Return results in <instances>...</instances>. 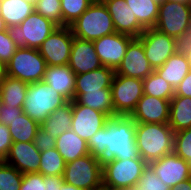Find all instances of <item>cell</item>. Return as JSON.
Here are the masks:
<instances>
[{
    "label": "cell",
    "instance_id": "1",
    "mask_svg": "<svg viewBox=\"0 0 191 190\" xmlns=\"http://www.w3.org/2000/svg\"><path fill=\"white\" fill-rule=\"evenodd\" d=\"M174 134L168 123H135V143L139 156L149 164L174 152Z\"/></svg>",
    "mask_w": 191,
    "mask_h": 190
},
{
    "label": "cell",
    "instance_id": "2",
    "mask_svg": "<svg viewBox=\"0 0 191 190\" xmlns=\"http://www.w3.org/2000/svg\"><path fill=\"white\" fill-rule=\"evenodd\" d=\"M106 160L141 158L135 143V122L130 116H114L105 125Z\"/></svg>",
    "mask_w": 191,
    "mask_h": 190
},
{
    "label": "cell",
    "instance_id": "3",
    "mask_svg": "<svg viewBox=\"0 0 191 190\" xmlns=\"http://www.w3.org/2000/svg\"><path fill=\"white\" fill-rule=\"evenodd\" d=\"M69 27L74 37L88 41H95L116 32L111 15L102 1H93Z\"/></svg>",
    "mask_w": 191,
    "mask_h": 190
},
{
    "label": "cell",
    "instance_id": "4",
    "mask_svg": "<svg viewBox=\"0 0 191 190\" xmlns=\"http://www.w3.org/2000/svg\"><path fill=\"white\" fill-rule=\"evenodd\" d=\"M68 101L44 81L28 85L23 111L32 120L42 124L46 118Z\"/></svg>",
    "mask_w": 191,
    "mask_h": 190
},
{
    "label": "cell",
    "instance_id": "5",
    "mask_svg": "<svg viewBox=\"0 0 191 190\" xmlns=\"http://www.w3.org/2000/svg\"><path fill=\"white\" fill-rule=\"evenodd\" d=\"M57 27V24L34 11L20 25L10 26L8 32L18 47L39 49Z\"/></svg>",
    "mask_w": 191,
    "mask_h": 190
},
{
    "label": "cell",
    "instance_id": "6",
    "mask_svg": "<svg viewBox=\"0 0 191 190\" xmlns=\"http://www.w3.org/2000/svg\"><path fill=\"white\" fill-rule=\"evenodd\" d=\"M64 182L84 190H93L103 185L102 161L87 154L66 163Z\"/></svg>",
    "mask_w": 191,
    "mask_h": 190
},
{
    "label": "cell",
    "instance_id": "7",
    "mask_svg": "<svg viewBox=\"0 0 191 190\" xmlns=\"http://www.w3.org/2000/svg\"><path fill=\"white\" fill-rule=\"evenodd\" d=\"M47 64L38 49L18 47L6 65L7 75L32 84L42 81Z\"/></svg>",
    "mask_w": 191,
    "mask_h": 190
},
{
    "label": "cell",
    "instance_id": "8",
    "mask_svg": "<svg viewBox=\"0 0 191 190\" xmlns=\"http://www.w3.org/2000/svg\"><path fill=\"white\" fill-rule=\"evenodd\" d=\"M111 94L116 116H130L144 95L143 80L114 74Z\"/></svg>",
    "mask_w": 191,
    "mask_h": 190
},
{
    "label": "cell",
    "instance_id": "9",
    "mask_svg": "<svg viewBox=\"0 0 191 190\" xmlns=\"http://www.w3.org/2000/svg\"><path fill=\"white\" fill-rule=\"evenodd\" d=\"M147 163L142 158L102 162L103 186H135Z\"/></svg>",
    "mask_w": 191,
    "mask_h": 190
},
{
    "label": "cell",
    "instance_id": "10",
    "mask_svg": "<svg viewBox=\"0 0 191 190\" xmlns=\"http://www.w3.org/2000/svg\"><path fill=\"white\" fill-rule=\"evenodd\" d=\"M191 27V7L187 3L164 0L159 4V15L154 26L158 31L177 38Z\"/></svg>",
    "mask_w": 191,
    "mask_h": 190
},
{
    "label": "cell",
    "instance_id": "11",
    "mask_svg": "<svg viewBox=\"0 0 191 190\" xmlns=\"http://www.w3.org/2000/svg\"><path fill=\"white\" fill-rule=\"evenodd\" d=\"M74 36L69 26H58L38 49L47 66L67 65Z\"/></svg>",
    "mask_w": 191,
    "mask_h": 190
},
{
    "label": "cell",
    "instance_id": "12",
    "mask_svg": "<svg viewBox=\"0 0 191 190\" xmlns=\"http://www.w3.org/2000/svg\"><path fill=\"white\" fill-rule=\"evenodd\" d=\"M138 39L143 44L146 58L153 70L161 67L175 53V38L155 28L145 29Z\"/></svg>",
    "mask_w": 191,
    "mask_h": 190
},
{
    "label": "cell",
    "instance_id": "13",
    "mask_svg": "<svg viewBox=\"0 0 191 190\" xmlns=\"http://www.w3.org/2000/svg\"><path fill=\"white\" fill-rule=\"evenodd\" d=\"M134 37L115 32L93 41L97 56L105 67L116 70L125 56L127 47Z\"/></svg>",
    "mask_w": 191,
    "mask_h": 190
},
{
    "label": "cell",
    "instance_id": "14",
    "mask_svg": "<svg viewBox=\"0 0 191 190\" xmlns=\"http://www.w3.org/2000/svg\"><path fill=\"white\" fill-rule=\"evenodd\" d=\"M109 120V117L92 109L88 106L79 104L76 100L72 101V123L73 130L80 138L88 142V140Z\"/></svg>",
    "mask_w": 191,
    "mask_h": 190
},
{
    "label": "cell",
    "instance_id": "15",
    "mask_svg": "<svg viewBox=\"0 0 191 190\" xmlns=\"http://www.w3.org/2000/svg\"><path fill=\"white\" fill-rule=\"evenodd\" d=\"M149 165L158 178L171 188L191 178L188 162L179 157L175 152L152 161Z\"/></svg>",
    "mask_w": 191,
    "mask_h": 190
},
{
    "label": "cell",
    "instance_id": "16",
    "mask_svg": "<svg viewBox=\"0 0 191 190\" xmlns=\"http://www.w3.org/2000/svg\"><path fill=\"white\" fill-rule=\"evenodd\" d=\"M153 71L146 58L142 42L138 38H134L129 43L125 56L115 70V74L143 80Z\"/></svg>",
    "mask_w": 191,
    "mask_h": 190
},
{
    "label": "cell",
    "instance_id": "17",
    "mask_svg": "<svg viewBox=\"0 0 191 190\" xmlns=\"http://www.w3.org/2000/svg\"><path fill=\"white\" fill-rule=\"evenodd\" d=\"M170 100L144 94L130 115L135 123L169 122Z\"/></svg>",
    "mask_w": 191,
    "mask_h": 190
},
{
    "label": "cell",
    "instance_id": "18",
    "mask_svg": "<svg viewBox=\"0 0 191 190\" xmlns=\"http://www.w3.org/2000/svg\"><path fill=\"white\" fill-rule=\"evenodd\" d=\"M41 152L34 142H13L4 160L22 174L39 172Z\"/></svg>",
    "mask_w": 191,
    "mask_h": 190
},
{
    "label": "cell",
    "instance_id": "19",
    "mask_svg": "<svg viewBox=\"0 0 191 190\" xmlns=\"http://www.w3.org/2000/svg\"><path fill=\"white\" fill-rule=\"evenodd\" d=\"M103 3L111 15L114 29L118 33L138 38L144 28L138 23L125 0H104Z\"/></svg>",
    "mask_w": 191,
    "mask_h": 190
},
{
    "label": "cell",
    "instance_id": "20",
    "mask_svg": "<svg viewBox=\"0 0 191 190\" xmlns=\"http://www.w3.org/2000/svg\"><path fill=\"white\" fill-rule=\"evenodd\" d=\"M69 67L76 75L87 73L102 67L93 41L74 37L70 53Z\"/></svg>",
    "mask_w": 191,
    "mask_h": 190
},
{
    "label": "cell",
    "instance_id": "21",
    "mask_svg": "<svg viewBox=\"0 0 191 190\" xmlns=\"http://www.w3.org/2000/svg\"><path fill=\"white\" fill-rule=\"evenodd\" d=\"M67 101L74 100L76 74L69 65L47 66L43 80Z\"/></svg>",
    "mask_w": 191,
    "mask_h": 190
},
{
    "label": "cell",
    "instance_id": "22",
    "mask_svg": "<svg viewBox=\"0 0 191 190\" xmlns=\"http://www.w3.org/2000/svg\"><path fill=\"white\" fill-rule=\"evenodd\" d=\"M115 70L102 66L93 71L76 75L75 93L102 92L111 88Z\"/></svg>",
    "mask_w": 191,
    "mask_h": 190
},
{
    "label": "cell",
    "instance_id": "23",
    "mask_svg": "<svg viewBox=\"0 0 191 190\" xmlns=\"http://www.w3.org/2000/svg\"><path fill=\"white\" fill-rule=\"evenodd\" d=\"M190 69V57L174 53L161 67L156 68L155 71L175 90L189 73Z\"/></svg>",
    "mask_w": 191,
    "mask_h": 190
},
{
    "label": "cell",
    "instance_id": "24",
    "mask_svg": "<svg viewBox=\"0 0 191 190\" xmlns=\"http://www.w3.org/2000/svg\"><path fill=\"white\" fill-rule=\"evenodd\" d=\"M55 148L66 163L90 154L87 141L80 138L71 129L56 138Z\"/></svg>",
    "mask_w": 191,
    "mask_h": 190
},
{
    "label": "cell",
    "instance_id": "25",
    "mask_svg": "<svg viewBox=\"0 0 191 190\" xmlns=\"http://www.w3.org/2000/svg\"><path fill=\"white\" fill-rule=\"evenodd\" d=\"M168 124L174 132L191 128V98L176 95L171 98Z\"/></svg>",
    "mask_w": 191,
    "mask_h": 190
},
{
    "label": "cell",
    "instance_id": "26",
    "mask_svg": "<svg viewBox=\"0 0 191 190\" xmlns=\"http://www.w3.org/2000/svg\"><path fill=\"white\" fill-rule=\"evenodd\" d=\"M34 11L35 6L24 0H0V17L8 28L20 25Z\"/></svg>",
    "mask_w": 191,
    "mask_h": 190
},
{
    "label": "cell",
    "instance_id": "27",
    "mask_svg": "<svg viewBox=\"0 0 191 190\" xmlns=\"http://www.w3.org/2000/svg\"><path fill=\"white\" fill-rule=\"evenodd\" d=\"M71 123L72 101H68L53 111L40 126L52 137L57 138L63 132L71 129Z\"/></svg>",
    "mask_w": 191,
    "mask_h": 190
},
{
    "label": "cell",
    "instance_id": "28",
    "mask_svg": "<svg viewBox=\"0 0 191 190\" xmlns=\"http://www.w3.org/2000/svg\"><path fill=\"white\" fill-rule=\"evenodd\" d=\"M74 100L81 105L106 114L109 118L116 116L111 88L102 89V92L74 93Z\"/></svg>",
    "mask_w": 191,
    "mask_h": 190
},
{
    "label": "cell",
    "instance_id": "29",
    "mask_svg": "<svg viewBox=\"0 0 191 190\" xmlns=\"http://www.w3.org/2000/svg\"><path fill=\"white\" fill-rule=\"evenodd\" d=\"M28 83L11 76L6 77L0 86L1 100L6 106L23 107Z\"/></svg>",
    "mask_w": 191,
    "mask_h": 190
},
{
    "label": "cell",
    "instance_id": "30",
    "mask_svg": "<svg viewBox=\"0 0 191 190\" xmlns=\"http://www.w3.org/2000/svg\"><path fill=\"white\" fill-rule=\"evenodd\" d=\"M135 15L138 23L144 28H154L159 15V4L154 0H125Z\"/></svg>",
    "mask_w": 191,
    "mask_h": 190
},
{
    "label": "cell",
    "instance_id": "31",
    "mask_svg": "<svg viewBox=\"0 0 191 190\" xmlns=\"http://www.w3.org/2000/svg\"><path fill=\"white\" fill-rule=\"evenodd\" d=\"M40 124L32 120L27 114L23 113L8 125L12 142H31L34 141L36 132Z\"/></svg>",
    "mask_w": 191,
    "mask_h": 190
},
{
    "label": "cell",
    "instance_id": "32",
    "mask_svg": "<svg viewBox=\"0 0 191 190\" xmlns=\"http://www.w3.org/2000/svg\"><path fill=\"white\" fill-rule=\"evenodd\" d=\"M66 162L56 148L41 151L39 172L43 176H63Z\"/></svg>",
    "mask_w": 191,
    "mask_h": 190
},
{
    "label": "cell",
    "instance_id": "33",
    "mask_svg": "<svg viewBox=\"0 0 191 190\" xmlns=\"http://www.w3.org/2000/svg\"><path fill=\"white\" fill-rule=\"evenodd\" d=\"M143 88L144 94L153 97L171 100L174 96V88L162 79L155 70L143 79Z\"/></svg>",
    "mask_w": 191,
    "mask_h": 190
},
{
    "label": "cell",
    "instance_id": "34",
    "mask_svg": "<svg viewBox=\"0 0 191 190\" xmlns=\"http://www.w3.org/2000/svg\"><path fill=\"white\" fill-rule=\"evenodd\" d=\"M93 0H61L63 26H70L90 6Z\"/></svg>",
    "mask_w": 191,
    "mask_h": 190
},
{
    "label": "cell",
    "instance_id": "35",
    "mask_svg": "<svg viewBox=\"0 0 191 190\" xmlns=\"http://www.w3.org/2000/svg\"><path fill=\"white\" fill-rule=\"evenodd\" d=\"M23 174L15 167L0 161V190H20Z\"/></svg>",
    "mask_w": 191,
    "mask_h": 190
},
{
    "label": "cell",
    "instance_id": "36",
    "mask_svg": "<svg viewBox=\"0 0 191 190\" xmlns=\"http://www.w3.org/2000/svg\"><path fill=\"white\" fill-rule=\"evenodd\" d=\"M35 11L58 26H63L61 0H37Z\"/></svg>",
    "mask_w": 191,
    "mask_h": 190
},
{
    "label": "cell",
    "instance_id": "37",
    "mask_svg": "<svg viewBox=\"0 0 191 190\" xmlns=\"http://www.w3.org/2000/svg\"><path fill=\"white\" fill-rule=\"evenodd\" d=\"M174 152L188 162L191 171V128L175 132Z\"/></svg>",
    "mask_w": 191,
    "mask_h": 190
},
{
    "label": "cell",
    "instance_id": "38",
    "mask_svg": "<svg viewBox=\"0 0 191 190\" xmlns=\"http://www.w3.org/2000/svg\"><path fill=\"white\" fill-rule=\"evenodd\" d=\"M137 186L140 190H170L171 187L164 184L161 179L154 173L149 164L143 169Z\"/></svg>",
    "mask_w": 191,
    "mask_h": 190
},
{
    "label": "cell",
    "instance_id": "39",
    "mask_svg": "<svg viewBox=\"0 0 191 190\" xmlns=\"http://www.w3.org/2000/svg\"><path fill=\"white\" fill-rule=\"evenodd\" d=\"M105 126L97 131L87 142L89 153L95 158L106 161Z\"/></svg>",
    "mask_w": 191,
    "mask_h": 190
},
{
    "label": "cell",
    "instance_id": "40",
    "mask_svg": "<svg viewBox=\"0 0 191 190\" xmlns=\"http://www.w3.org/2000/svg\"><path fill=\"white\" fill-rule=\"evenodd\" d=\"M18 49V46L10 38L8 29L0 32V62L6 65L13 57L14 53Z\"/></svg>",
    "mask_w": 191,
    "mask_h": 190
},
{
    "label": "cell",
    "instance_id": "41",
    "mask_svg": "<svg viewBox=\"0 0 191 190\" xmlns=\"http://www.w3.org/2000/svg\"><path fill=\"white\" fill-rule=\"evenodd\" d=\"M20 190H46L44 176L38 172L23 174Z\"/></svg>",
    "mask_w": 191,
    "mask_h": 190
},
{
    "label": "cell",
    "instance_id": "42",
    "mask_svg": "<svg viewBox=\"0 0 191 190\" xmlns=\"http://www.w3.org/2000/svg\"><path fill=\"white\" fill-rule=\"evenodd\" d=\"M34 145L39 149V151L50 150L55 148L56 138L52 137L49 133H47L44 128L41 126L38 128L36 132V136L34 137Z\"/></svg>",
    "mask_w": 191,
    "mask_h": 190
},
{
    "label": "cell",
    "instance_id": "43",
    "mask_svg": "<svg viewBox=\"0 0 191 190\" xmlns=\"http://www.w3.org/2000/svg\"><path fill=\"white\" fill-rule=\"evenodd\" d=\"M175 53L191 57V31L182 33L175 38Z\"/></svg>",
    "mask_w": 191,
    "mask_h": 190
},
{
    "label": "cell",
    "instance_id": "44",
    "mask_svg": "<svg viewBox=\"0 0 191 190\" xmlns=\"http://www.w3.org/2000/svg\"><path fill=\"white\" fill-rule=\"evenodd\" d=\"M12 143L8 126L0 124V161L6 159Z\"/></svg>",
    "mask_w": 191,
    "mask_h": 190
},
{
    "label": "cell",
    "instance_id": "45",
    "mask_svg": "<svg viewBox=\"0 0 191 190\" xmlns=\"http://www.w3.org/2000/svg\"><path fill=\"white\" fill-rule=\"evenodd\" d=\"M24 111L22 107H12V106H6L3 103H1L0 106V124L3 125H9L11 123V120L16 118L17 116L23 114Z\"/></svg>",
    "mask_w": 191,
    "mask_h": 190
},
{
    "label": "cell",
    "instance_id": "46",
    "mask_svg": "<svg viewBox=\"0 0 191 190\" xmlns=\"http://www.w3.org/2000/svg\"><path fill=\"white\" fill-rule=\"evenodd\" d=\"M174 95L191 98V69L174 90Z\"/></svg>",
    "mask_w": 191,
    "mask_h": 190
},
{
    "label": "cell",
    "instance_id": "47",
    "mask_svg": "<svg viewBox=\"0 0 191 190\" xmlns=\"http://www.w3.org/2000/svg\"><path fill=\"white\" fill-rule=\"evenodd\" d=\"M63 182V176H44L46 190H60Z\"/></svg>",
    "mask_w": 191,
    "mask_h": 190
},
{
    "label": "cell",
    "instance_id": "48",
    "mask_svg": "<svg viewBox=\"0 0 191 190\" xmlns=\"http://www.w3.org/2000/svg\"><path fill=\"white\" fill-rule=\"evenodd\" d=\"M170 190H191V178L181 182L175 187H172Z\"/></svg>",
    "mask_w": 191,
    "mask_h": 190
},
{
    "label": "cell",
    "instance_id": "49",
    "mask_svg": "<svg viewBox=\"0 0 191 190\" xmlns=\"http://www.w3.org/2000/svg\"><path fill=\"white\" fill-rule=\"evenodd\" d=\"M109 190H140L137 185L135 186H105Z\"/></svg>",
    "mask_w": 191,
    "mask_h": 190
},
{
    "label": "cell",
    "instance_id": "50",
    "mask_svg": "<svg viewBox=\"0 0 191 190\" xmlns=\"http://www.w3.org/2000/svg\"><path fill=\"white\" fill-rule=\"evenodd\" d=\"M6 77H7L6 64L3 62H0V86L5 81Z\"/></svg>",
    "mask_w": 191,
    "mask_h": 190
},
{
    "label": "cell",
    "instance_id": "51",
    "mask_svg": "<svg viewBox=\"0 0 191 190\" xmlns=\"http://www.w3.org/2000/svg\"><path fill=\"white\" fill-rule=\"evenodd\" d=\"M60 190H84V189H81L71 184H68L66 182H63V185L61 186Z\"/></svg>",
    "mask_w": 191,
    "mask_h": 190
},
{
    "label": "cell",
    "instance_id": "52",
    "mask_svg": "<svg viewBox=\"0 0 191 190\" xmlns=\"http://www.w3.org/2000/svg\"><path fill=\"white\" fill-rule=\"evenodd\" d=\"M8 27L5 24V21L0 17V32L1 31H6Z\"/></svg>",
    "mask_w": 191,
    "mask_h": 190
},
{
    "label": "cell",
    "instance_id": "53",
    "mask_svg": "<svg viewBox=\"0 0 191 190\" xmlns=\"http://www.w3.org/2000/svg\"><path fill=\"white\" fill-rule=\"evenodd\" d=\"M93 190H109V189L102 185L101 187L93 189Z\"/></svg>",
    "mask_w": 191,
    "mask_h": 190
},
{
    "label": "cell",
    "instance_id": "54",
    "mask_svg": "<svg viewBox=\"0 0 191 190\" xmlns=\"http://www.w3.org/2000/svg\"><path fill=\"white\" fill-rule=\"evenodd\" d=\"M24 1L29 2V3L33 4L34 6L37 2V0H24Z\"/></svg>",
    "mask_w": 191,
    "mask_h": 190
},
{
    "label": "cell",
    "instance_id": "55",
    "mask_svg": "<svg viewBox=\"0 0 191 190\" xmlns=\"http://www.w3.org/2000/svg\"><path fill=\"white\" fill-rule=\"evenodd\" d=\"M173 2H179V3H187V0H170Z\"/></svg>",
    "mask_w": 191,
    "mask_h": 190
},
{
    "label": "cell",
    "instance_id": "56",
    "mask_svg": "<svg viewBox=\"0 0 191 190\" xmlns=\"http://www.w3.org/2000/svg\"><path fill=\"white\" fill-rule=\"evenodd\" d=\"M155 2H157L158 4H161L164 0H154Z\"/></svg>",
    "mask_w": 191,
    "mask_h": 190
},
{
    "label": "cell",
    "instance_id": "57",
    "mask_svg": "<svg viewBox=\"0 0 191 190\" xmlns=\"http://www.w3.org/2000/svg\"><path fill=\"white\" fill-rule=\"evenodd\" d=\"M187 4L191 7V0H187Z\"/></svg>",
    "mask_w": 191,
    "mask_h": 190
},
{
    "label": "cell",
    "instance_id": "58",
    "mask_svg": "<svg viewBox=\"0 0 191 190\" xmlns=\"http://www.w3.org/2000/svg\"><path fill=\"white\" fill-rule=\"evenodd\" d=\"M2 100H1V93H0V106H1Z\"/></svg>",
    "mask_w": 191,
    "mask_h": 190
}]
</instances>
